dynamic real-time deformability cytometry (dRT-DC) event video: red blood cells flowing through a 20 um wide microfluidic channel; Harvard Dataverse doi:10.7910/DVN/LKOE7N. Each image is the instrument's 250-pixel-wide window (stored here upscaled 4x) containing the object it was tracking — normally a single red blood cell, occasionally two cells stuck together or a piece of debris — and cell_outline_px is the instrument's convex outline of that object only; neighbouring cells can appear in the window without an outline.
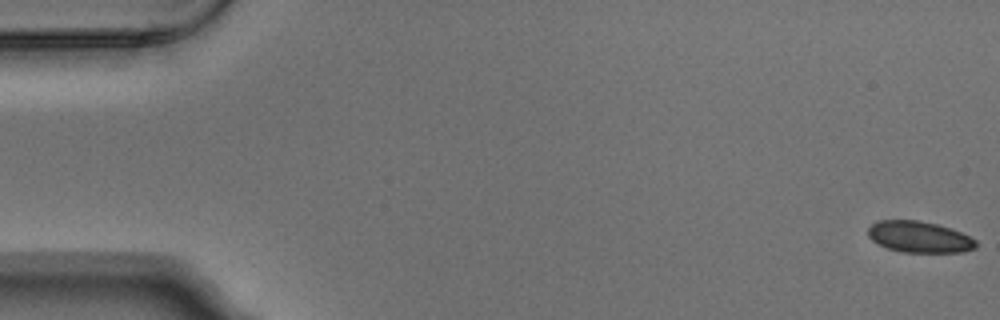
{"species": "Egyptian fruit bat (a non-hibernating species)", "species_latin": "Rousettus aegyptiacus", "temperature_condition": "warm", "stored_images_in_passage": 6, "camera_frame_rate_fps": 3000, "um_per_image_px": 0.085, "animal": {"sex": "male"}, "frame": {"image": 1, "passage_image": 1, "time_ms": 0.0, "image_size_px": [1000, 320], "cell_outline_px": [[976, 248], [964, 252], [904, 252], [888, 248], [872, 240], [868, 236], [868, 228], [872, 224], [880, 220], [920, 220], [936, 224], [960, 232], [976, 240]], "centroid_in_image_um": [78.14, 20.14], "position_along_channel_um": 6.9, "area_um2": 19.48}}
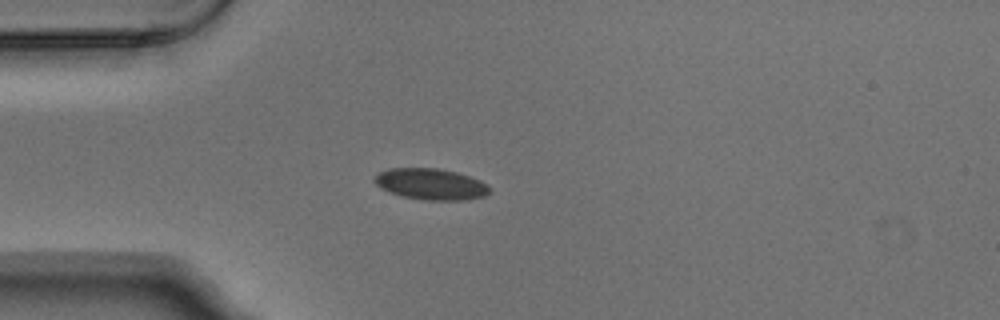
{"frame": {"image": 2, "passage_image": 5, "time_ms": 1.333, "image_size_px": [1000, 320], "cell_outline_px": [[492, 192], [484, 196], [468, 200], [424, 200], [400, 196], [388, 192], [380, 188], [372, 180], [380, 172], [388, 168], [436, 168], [456, 172], [480, 180], [488, 184], [492, 188]], "centroid_in_image_um": [36.64, 15.66], "position_along_channel_um": 48.4, "area_um2": 21.21}}